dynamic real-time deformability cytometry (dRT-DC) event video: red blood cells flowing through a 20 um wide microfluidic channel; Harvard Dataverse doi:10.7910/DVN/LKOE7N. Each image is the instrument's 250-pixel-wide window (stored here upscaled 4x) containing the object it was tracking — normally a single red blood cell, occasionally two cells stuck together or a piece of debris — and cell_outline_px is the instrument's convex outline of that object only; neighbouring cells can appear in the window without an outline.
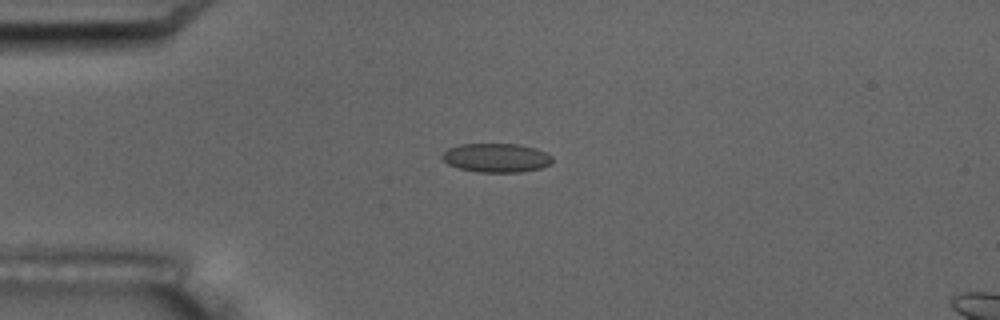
{"species": "common noctule bat (a hibernating species)", "species_latin": "Nyctalus noctula", "temperature_condition": "room temperature", "stored_images_in_passage": 9, "camera_frame_rate_fps": 3000, "um_per_image_px": 0.085, "animal": {"sex": "male", "body_mass_g": 17.5, "forearm_length_mm": 52.3}, "frame": {"image": 1, "passage_image": 1, "time_ms": 0.0, "image_size_px": [1000, 320], "cell_outline_px": [[552, 164], [540, 168], [520, 172], [480, 172], [460, 168], [448, 164], [440, 156], [448, 148], [460, 144], [520, 144], [536, 148], [552, 156]], "centroid_in_image_um": [42.2, 13.4], "position_along_channel_um": 42.8, "area_um2": 18.55}}